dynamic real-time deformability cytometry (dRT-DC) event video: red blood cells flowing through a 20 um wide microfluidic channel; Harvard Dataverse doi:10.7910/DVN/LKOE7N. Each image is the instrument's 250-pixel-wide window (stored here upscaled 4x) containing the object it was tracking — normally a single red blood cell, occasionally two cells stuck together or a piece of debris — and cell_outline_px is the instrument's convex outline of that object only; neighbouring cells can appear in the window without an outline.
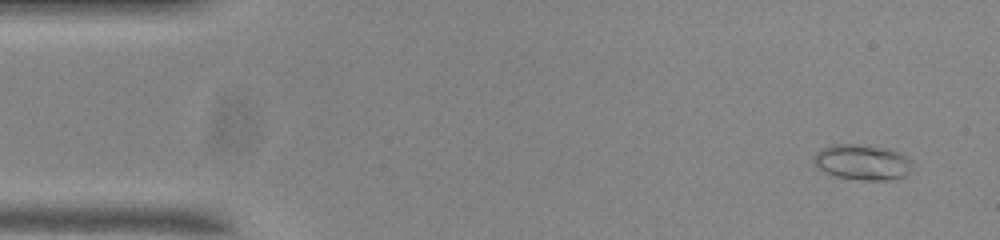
{"species": "common noctule bat (a hibernating species)", "species_latin": "Nyctalus noctula", "temperature_condition": "room temperature", "stored_images_in_passage": 8, "camera_frame_rate_fps": 3000, "um_per_image_px": 0.085, "animal": {"sex": "male", "body_mass_g": 20.0, "forearm_length_mm": 53.3}, "frame": {"image": 1, "passage_image": 1, "time_ms": 0.0, "image_size_px": [1000, 240], "cell_outline_px": [[912, 164], [908, 172], [904, 176], [888, 180], [864, 180], [836, 176], [820, 168], [812, 160], [816, 152], [820, 148], [832, 144], [860, 144], [892, 148], [904, 156]], "centroid_in_image_um": [73.28, 13.76], "position_along_channel_um": 11.7, "area_um2": 20.23}}